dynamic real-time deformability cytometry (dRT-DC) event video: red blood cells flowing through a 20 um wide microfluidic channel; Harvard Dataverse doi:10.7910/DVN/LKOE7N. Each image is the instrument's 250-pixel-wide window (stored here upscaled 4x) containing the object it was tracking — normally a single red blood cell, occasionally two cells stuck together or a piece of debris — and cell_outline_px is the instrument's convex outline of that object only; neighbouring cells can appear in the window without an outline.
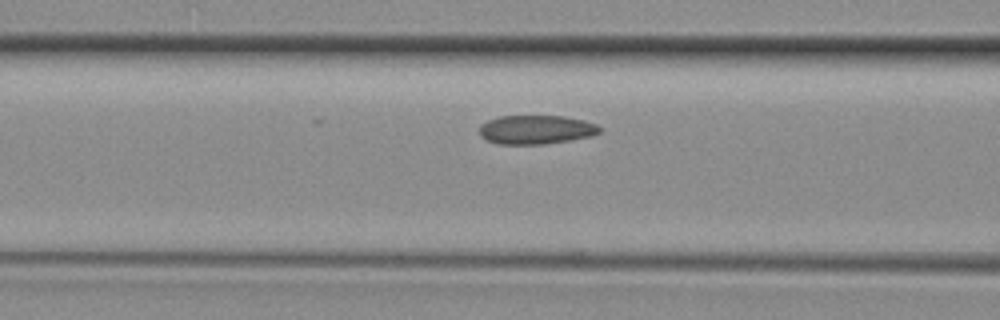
{"species": "common noctule bat (a hibernating species)", "species_latin": "Nyctalus noctula", "temperature_condition": "room temperature", "stored_images_in_passage": 3, "camera_frame_rate_fps": 3000, "um_per_image_px": 0.085, "animal": {"sex": "female", "body_mass_g": 29.2, "forearm_length_mm": 56.3}, "frame": {"image": 1, "passage_image": 3, "time_ms": 0.667, "image_size_px": [1000, 320], "cell_outline_px": [[600, 132], [592, 136], [544, 144], [500, 144], [488, 140], [480, 136], [480, 124], [496, 116], [564, 116], [584, 120], [596, 124], [600, 128]], "centroid_in_image_um": [45.55, 11.01], "position_along_channel_um": 121.0, "area_um2": 20.23}}